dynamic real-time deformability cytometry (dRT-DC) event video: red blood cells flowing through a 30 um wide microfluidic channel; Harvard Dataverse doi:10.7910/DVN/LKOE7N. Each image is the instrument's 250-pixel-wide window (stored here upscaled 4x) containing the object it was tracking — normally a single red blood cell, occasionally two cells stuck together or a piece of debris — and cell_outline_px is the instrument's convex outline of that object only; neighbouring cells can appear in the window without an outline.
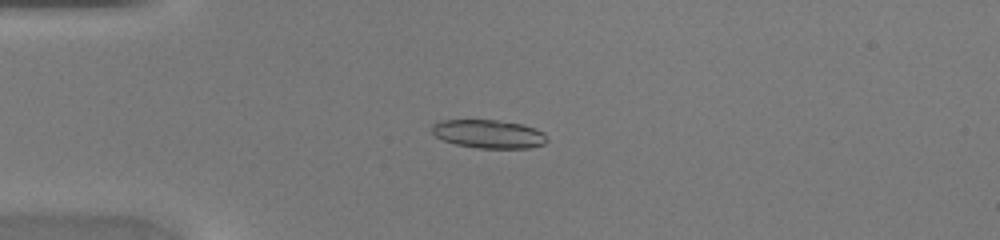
{"species": "common noctule bat (a hibernating species)", "species_latin": "Nyctalus noctula", "temperature_condition": "warm", "stored_images_in_passage": 44, "camera_frame_rate_fps": 3000, "um_per_image_px": 0.085, "animal": {"sex": "female", "body_mass_g": 20.0, "forearm_length_mm": 54.0}, "frame": {"image": 1, "passage_image": 11, "time_ms": 3.333, "image_size_px": [1000, 240], "cell_outline_px": [[548, 140], [544, 144], [528, 148], [476, 148], [456, 144], [444, 140], [436, 136], [432, 132], [432, 124], [440, 120], [496, 120], [520, 124], [536, 128], [544, 132], [548, 136]], "centroid_in_image_um": [41.56, 11.39], "position_along_channel_um": 43.4, "area_um2": 19.13}}
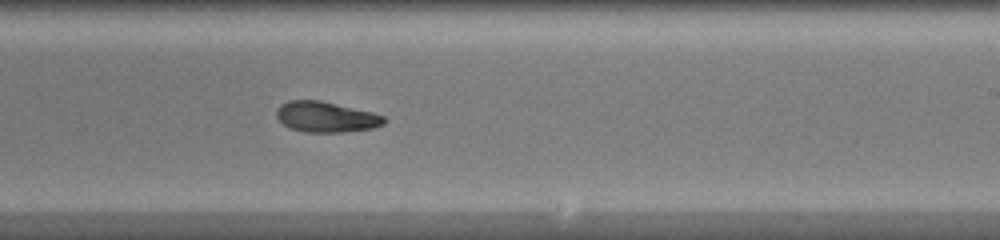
{"frame": {"image": 2, "passage_image": 27, "time_ms": 8.667, "image_size_px": [1000, 240], "cell_outline_px": [[384, 124], [372, 128], [344, 132], [304, 132], [288, 128], [276, 116], [276, 108], [280, 104], [288, 100], [320, 100], [372, 112], [384, 116]], "centroid_in_image_um": [27.66, 9.93], "position_along_channel_um": 261.3, "area_um2": 19.19}}
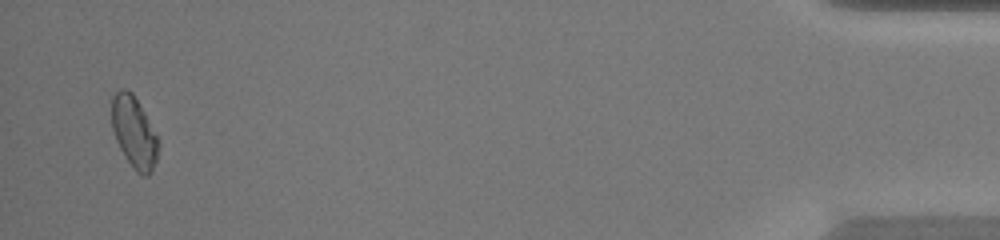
{"frame": {"image": 3, "passage_image": 43, "time_ms": 14.0, "image_size_px": [1000, 240], "cell_outline_px": [[160, 144], [156, 160], [152, 172], [148, 176], [144, 176], [136, 172], [132, 168], [120, 148], [116, 140], [112, 128], [112, 96], [120, 88], [124, 88], [132, 92], [144, 112]], "centroid_in_image_um": [11.39, 11.26], "position_along_channel_um": 423.8, "area_um2": 19.31}}